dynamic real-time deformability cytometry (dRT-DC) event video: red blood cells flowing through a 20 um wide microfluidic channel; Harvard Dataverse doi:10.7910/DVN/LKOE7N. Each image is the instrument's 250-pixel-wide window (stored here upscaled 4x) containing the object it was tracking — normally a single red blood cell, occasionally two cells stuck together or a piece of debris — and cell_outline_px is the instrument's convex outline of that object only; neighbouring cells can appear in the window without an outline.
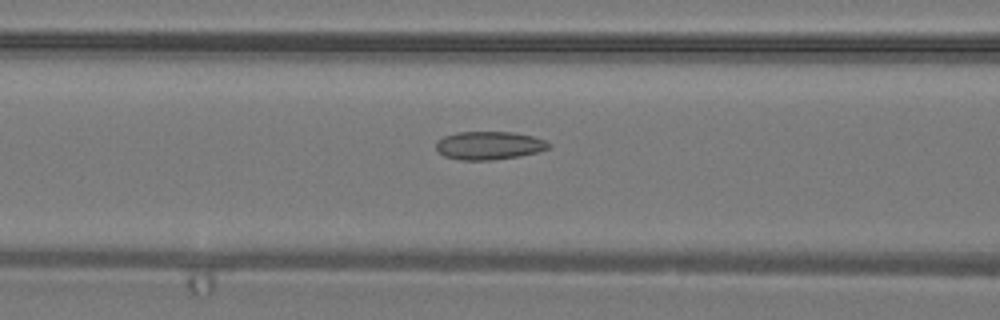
{"species": "common noctule bat (a hibernating species)", "species_latin": "Nyctalus noctula", "temperature_condition": "warm", "stored_images_in_passage": 26, "camera_frame_rate_fps": 3000, "um_per_image_px": 0.085, "animal": {"sex": "male", "body_mass_g": 19.2, "forearm_length_mm": 51.8}, "frame": {"image": 1, "passage_image": 5, "time_ms": 1.333, "image_size_px": [1000, 320], "cell_outline_px": [[552, 148], [520, 156], [492, 160], [460, 160], [444, 156], [436, 148], [436, 140], [444, 136], [460, 132], [512, 132], [532, 136], [544, 140], [552, 144]], "centroid_in_image_um": [41.59, 12.37], "position_along_channel_um": 125.0, "area_um2": 18.55}}
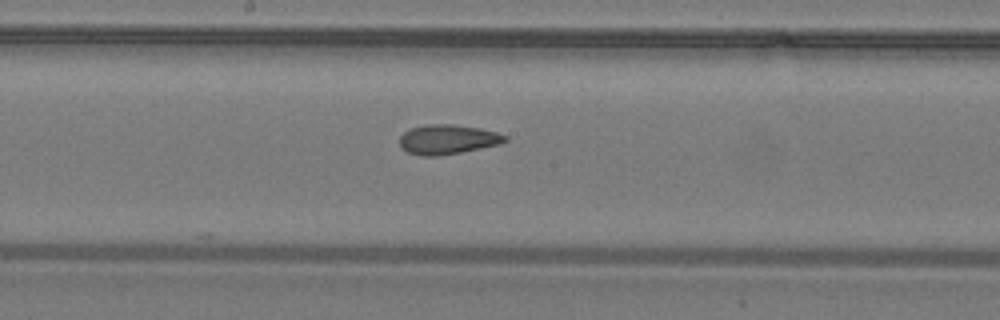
{"frame": {"image": 2, "passage_image": 10, "time_ms": 3.0, "image_size_px": [1000, 320], "cell_outline_px": [[508, 140], [500, 144], [460, 152], [436, 156], [424, 156], [408, 152], [400, 148], [400, 136], [404, 132], [412, 128], [432, 124], [452, 124], [480, 128], [496, 132], [508, 136]], "centroid_in_image_um": [38.06, 11.85], "position_along_channel_um": 210.1, "area_um2": 18.03}}
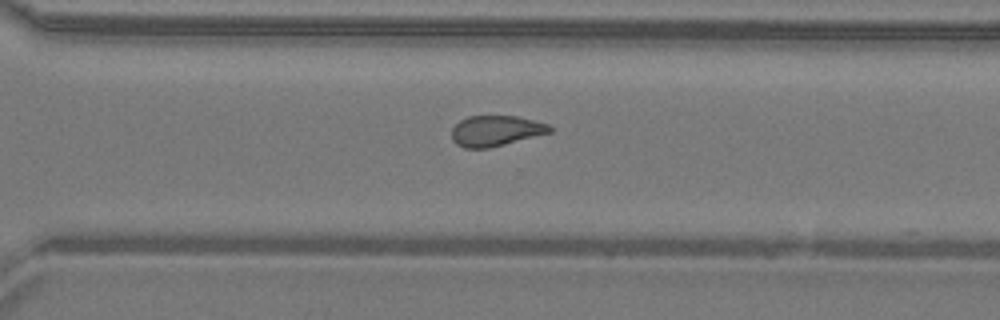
{"frame": {"image": 3, "passage_image": 17, "time_ms": 5.333, "image_size_px": [1000, 320], "cell_outline_px": [[552, 132], [488, 148], [464, 148], [456, 144], [452, 140], [452, 128], [460, 120], [468, 116], [520, 116], [548, 124], [552, 128]], "centroid_in_image_um": [42.13, 11.11], "position_along_channel_um": 328.5, "area_um2": 17.46}}